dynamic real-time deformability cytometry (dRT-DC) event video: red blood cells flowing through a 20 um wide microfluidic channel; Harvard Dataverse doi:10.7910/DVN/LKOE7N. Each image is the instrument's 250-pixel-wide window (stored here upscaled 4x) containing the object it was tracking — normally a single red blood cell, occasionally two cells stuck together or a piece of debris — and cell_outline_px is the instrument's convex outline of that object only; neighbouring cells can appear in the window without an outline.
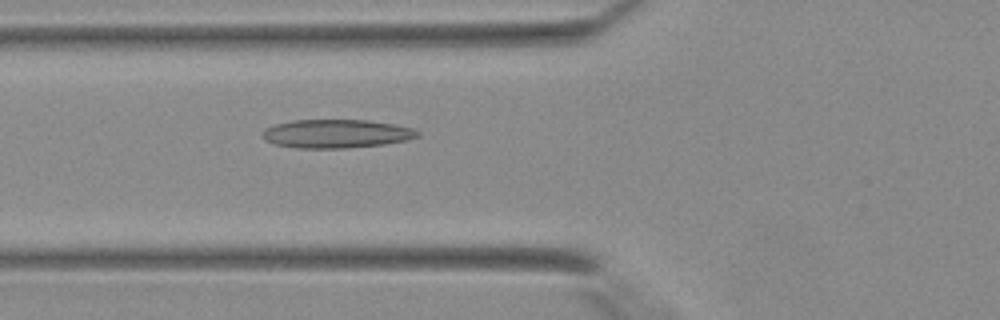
{"species": "Egyptian fruit bat (a non-hibernating species)", "species_latin": "Rousettus aegyptiacus", "temperature_condition": "warm", "stored_images_in_passage": 27, "camera_frame_rate_fps": 3000, "um_per_image_px": 0.085, "animal": {"sex": "female"}, "frame": {"image": 1, "passage_image": 6, "time_ms": 1.667, "image_size_px": [1000, 320], "cell_outline_px": [[420, 136], [408, 140], [384, 144], [344, 148], [296, 148], [276, 144], [264, 140], [264, 128], [276, 124], [292, 120], [368, 120], [396, 124], [412, 128], [420, 132]], "centroid_in_image_um": [28.63, 11.36], "position_along_channel_um": 97.2, "area_um2": 25.84}}
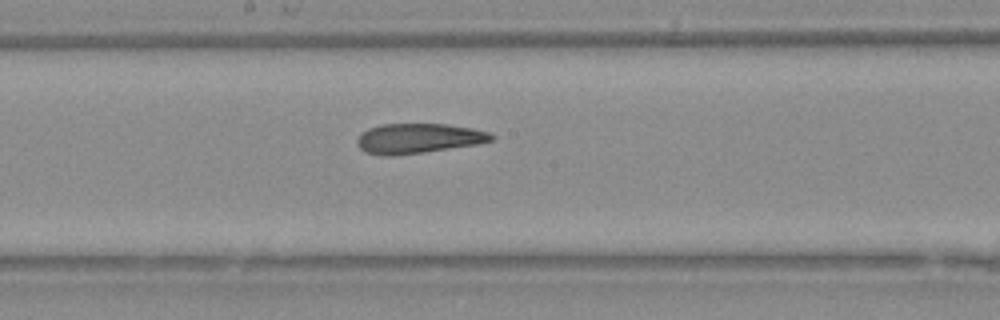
{"frame": {"image": 2, "passage_image": 13, "time_ms": 4.0, "image_size_px": [1000, 320], "cell_outline_px": [[496, 136], [492, 140], [476, 144], [424, 152], [392, 156], [384, 156], [364, 152], [356, 144], [356, 140], [368, 128], [380, 124], [448, 124], [472, 128], [488, 132]], "centroid_in_image_um": [35.53, 11.76], "position_along_channel_um": 212.7, "area_um2": 23.35}}
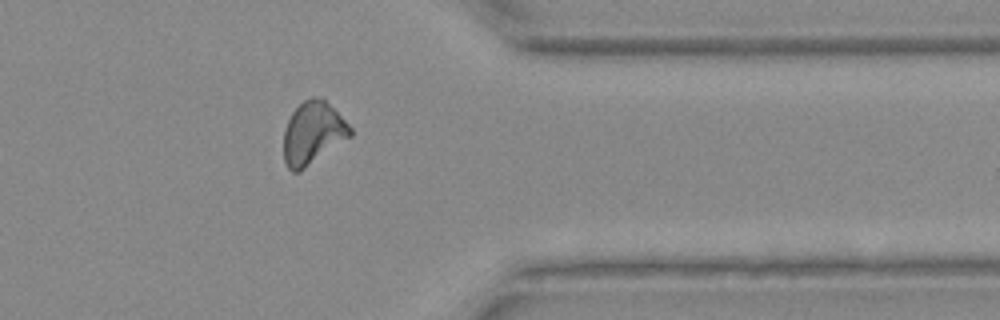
{"frame": {"image": 3, "passage_image": 24, "time_ms": 7.667, "image_size_px": [1000, 320], "cell_outline_px": [[352, 136], [300, 172], [292, 172], [288, 168], [284, 160], [284, 128], [292, 112], [304, 100], [312, 96], [320, 96], [352, 128]], "centroid_in_image_um": [26.58, 11.33], "position_along_channel_um": 384.8, "area_um2": 24.22}}